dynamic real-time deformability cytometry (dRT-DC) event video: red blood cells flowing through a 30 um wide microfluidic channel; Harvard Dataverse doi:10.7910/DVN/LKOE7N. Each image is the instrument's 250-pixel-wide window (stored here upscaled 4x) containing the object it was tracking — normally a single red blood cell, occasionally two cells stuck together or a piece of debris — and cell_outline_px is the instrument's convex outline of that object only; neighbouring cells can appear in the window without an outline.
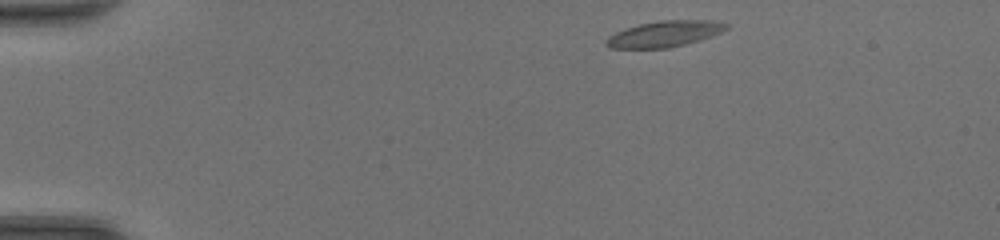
{"species": "common noctule bat (a hibernating species)", "species_latin": "Nyctalus noctula", "temperature_condition": "room temperature", "stored_images_in_passage": 41, "camera_frame_rate_fps": 3000, "um_per_image_px": 0.085, "animal": {"sex": "female", "body_mass_g": 20.0, "forearm_length_mm": 54.0}, "frame": {"image": 1, "passage_image": 1, "time_ms": 0.0, "image_size_px": [1000, 240], "cell_outline_px": [[732, 24], [728, 28], [712, 36], [700, 40], [668, 48], [608, 48], [604, 44], [604, 40], [608, 36], [624, 28], [640, 24], [660, 20], [712, 20]], "centroid_in_image_um": [56.48, 2.87], "position_along_channel_um": 28.5, "area_um2": 18.38}}
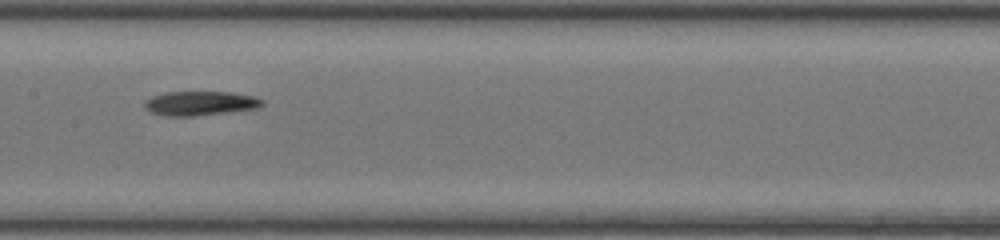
{"frame": {"image": 2, "passage_image": 18, "time_ms": 5.667, "image_size_px": [1000, 240], "cell_outline_px": [[264, 104], [260, 108], [196, 116], [164, 116], [148, 112], [144, 108], [144, 100], [152, 96], [168, 92], [232, 92], [256, 96], [264, 100]], "centroid_in_image_um": [17.02, 8.79], "position_along_channel_um": 190.4, "area_um2": 16.99}}
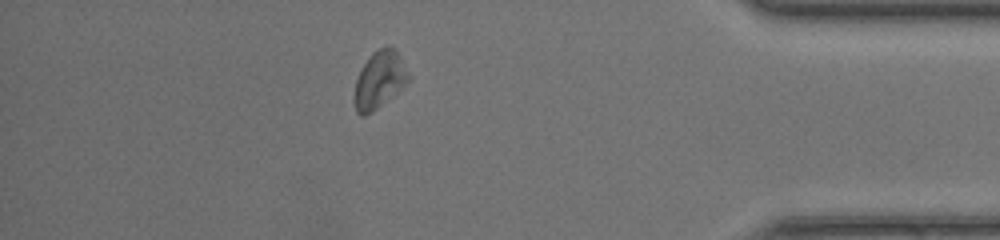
{"frame": {"image": 3, "passage_image": 35, "time_ms": 11.333, "image_size_px": [1000, 240], "cell_outline_px": [[408, 80], [396, 92], [372, 112], [364, 116], [360, 116], [356, 112], [352, 100], [352, 96], [356, 80], [360, 68], [372, 52], [388, 44], [396, 48], [400, 56], [408, 76]], "centroid_in_image_um": [32.17, 6.77], "position_along_channel_um": 403.0, "area_um2": 18.03}, "authors_computed_cell_mechanics": {"area_um2": 17.3978, "velocity_mm_per_s": 4.3496, "shape_relaxation_time_tau1_ms": 2.4008, "shape_relaxation_time_tau2_ms": null, "deformation_change_tau1": 0.0619, "deformation_change_tau2": null}}